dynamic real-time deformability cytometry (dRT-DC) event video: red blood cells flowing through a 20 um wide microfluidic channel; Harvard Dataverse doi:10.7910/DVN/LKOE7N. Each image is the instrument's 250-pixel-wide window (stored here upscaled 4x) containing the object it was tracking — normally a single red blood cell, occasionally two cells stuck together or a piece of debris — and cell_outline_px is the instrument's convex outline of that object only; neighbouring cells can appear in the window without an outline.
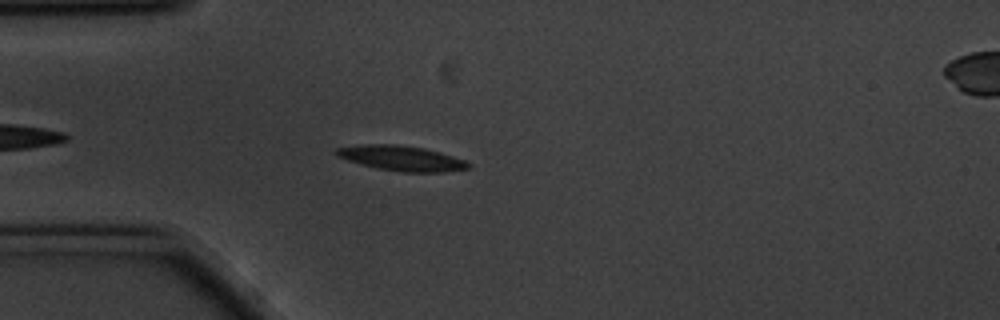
{"species": "common noctule bat (a hibernating species)", "species_latin": "Nyctalus noctula", "temperature_condition": "cold", "stored_images_in_passage": 6, "camera_frame_rate_fps": 3000, "um_per_image_px": 0.085, "animal": {"sex": "male", "body_mass_g": 20.1, "forearm_length_mm": 53.5}, "frame": {"image": 1, "passage_image": 2, "time_ms": 0.333, "image_size_px": [1000, 320], "cell_outline_px": [[472, 164], [468, 168], [444, 172], [404, 172], [380, 168], [360, 164], [336, 156], [332, 152], [336, 148], [364, 144], [396, 144], [424, 148], [440, 152], [464, 160]], "centroid_in_image_um": [34.1, 13.44], "position_along_channel_um": 50.9, "area_um2": 19.19}}